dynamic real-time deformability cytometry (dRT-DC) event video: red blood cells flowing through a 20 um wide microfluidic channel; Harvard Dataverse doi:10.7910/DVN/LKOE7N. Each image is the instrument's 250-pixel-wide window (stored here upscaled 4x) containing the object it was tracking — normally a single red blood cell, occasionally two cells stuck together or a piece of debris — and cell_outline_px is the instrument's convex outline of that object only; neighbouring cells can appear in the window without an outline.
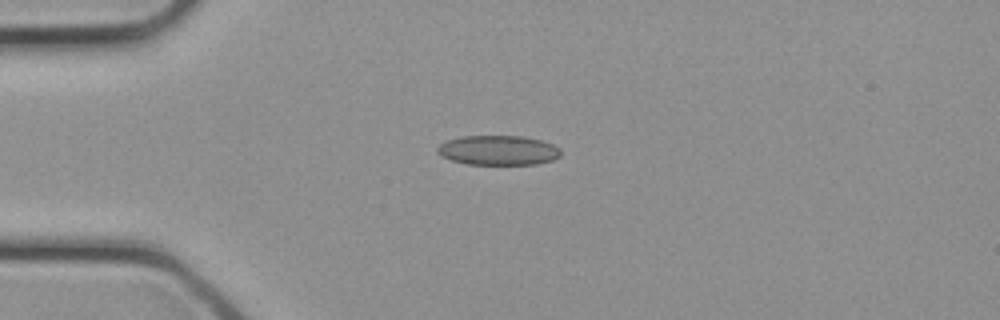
{"species": "common noctule bat (a hibernating species)", "species_latin": "Nyctalus noctula", "temperature_condition": "cold", "stored_images_in_passage": 16, "camera_frame_rate_fps": 3000, "um_per_image_px": 0.085, "animal": {"sex": "female", "body_mass_g": 21.9}, "frame": {"image": 1, "passage_image": 1, "time_ms": 0.0, "image_size_px": [1000, 320], "cell_outline_px": [[560, 156], [552, 160], [536, 164], [468, 164], [452, 160], [440, 156], [436, 152], [436, 148], [444, 140], [460, 136], [524, 136], [540, 140], [552, 144], [560, 148]], "centroid_in_image_um": [42.3, 12.76], "position_along_channel_um": 42.7, "area_um2": 21.44}}
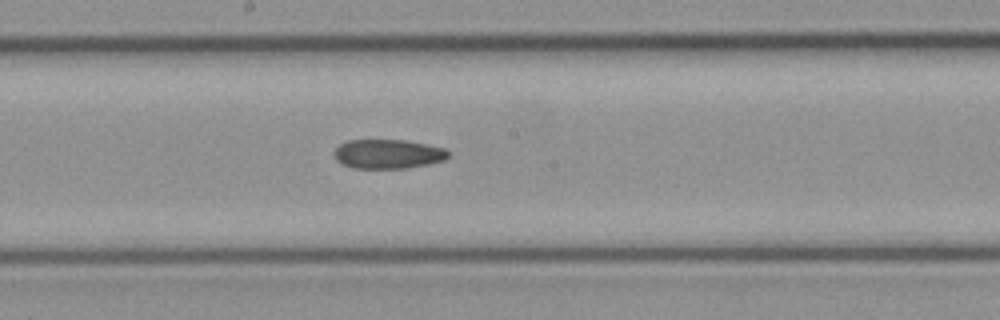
{"frame": {"image": 2, "passage_image": 10, "time_ms": 3.0, "image_size_px": [1000, 320], "cell_outline_px": [[448, 156], [444, 160], [428, 164], [408, 168], [352, 168], [340, 164], [336, 160], [332, 152], [340, 144], [348, 140], [404, 140], [444, 148], [448, 152]], "centroid_in_image_um": [32.92, 13.09], "position_along_channel_um": 215.3, "area_um2": 19.48}}
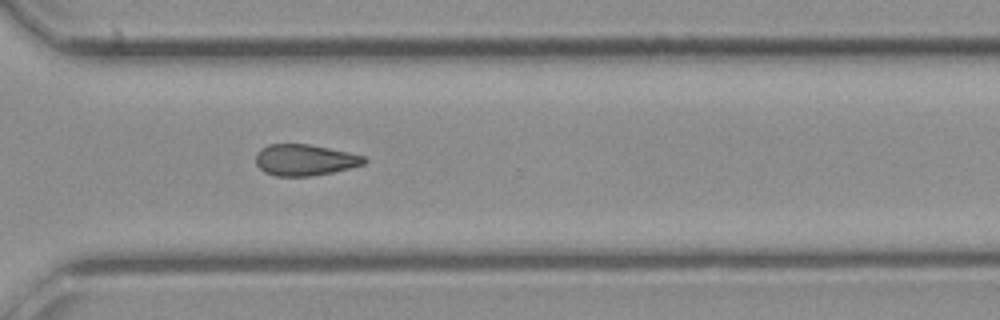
{"frame": {"image": 3, "passage_image": 16, "time_ms": 5.0, "image_size_px": [1000, 320], "cell_outline_px": [[368, 160], [364, 164], [332, 172], [312, 176], [276, 176], [264, 172], [256, 164], [256, 152], [260, 148], [268, 144], [308, 144], [348, 152], [364, 156]], "centroid_in_image_um": [25.87, 13.59], "position_along_channel_um": 344.7, "area_um2": 19.71}}